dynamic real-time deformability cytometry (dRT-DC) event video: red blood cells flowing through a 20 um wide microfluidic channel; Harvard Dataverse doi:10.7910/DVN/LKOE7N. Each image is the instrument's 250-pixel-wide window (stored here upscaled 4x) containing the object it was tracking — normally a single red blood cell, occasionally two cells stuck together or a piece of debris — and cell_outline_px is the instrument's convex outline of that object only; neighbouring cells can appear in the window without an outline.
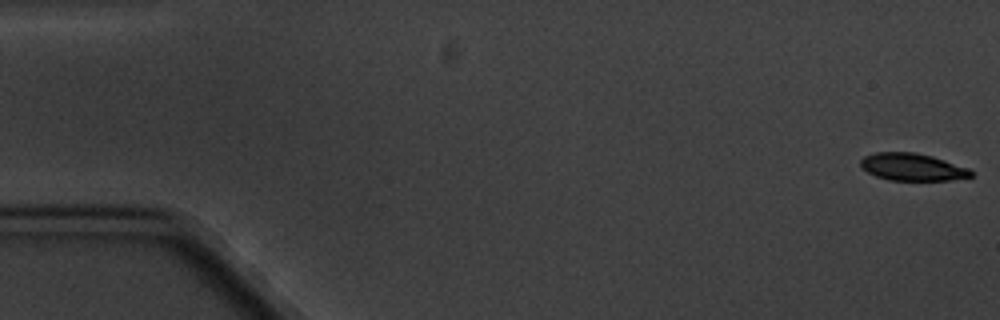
{"species": "common noctule bat (a hibernating species)", "species_latin": "Nyctalus noctula", "temperature_condition": "cold", "stored_images_in_passage": 4, "camera_frame_rate_fps": 3000, "um_per_image_px": 0.085, "animal": {"sex": "male", "body_mass_g": 20.1, "forearm_length_mm": 53.5}, "frame": {"image": 1, "passage_image": 1, "time_ms": 0.0, "image_size_px": [1000, 320], "cell_outline_px": [[972, 176], [952, 180], [888, 180], [876, 176], [868, 172], [860, 164], [860, 160], [864, 156], [876, 152], [916, 152], [932, 156], [972, 168]], "centroid_in_image_um": [77.59, 14.19], "position_along_channel_um": 7.4, "area_um2": 17.69}}
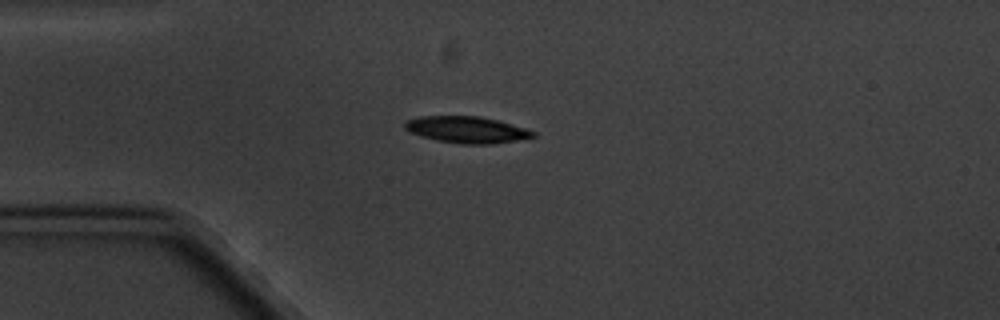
{"frame": {"image": 2, "passage_image": 4, "time_ms": 4.667, "image_size_px": [1000, 320], "cell_outline_px": [[536, 136], [516, 140], [488, 144], [464, 144], [440, 140], [420, 136], [404, 128], [404, 124], [408, 120], [420, 116], [480, 116], [500, 120], [536, 132]], "centroid_in_image_um": [39.69, 11.01], "position_along_channel_um": 45.3, "area_um2": 19.59}}